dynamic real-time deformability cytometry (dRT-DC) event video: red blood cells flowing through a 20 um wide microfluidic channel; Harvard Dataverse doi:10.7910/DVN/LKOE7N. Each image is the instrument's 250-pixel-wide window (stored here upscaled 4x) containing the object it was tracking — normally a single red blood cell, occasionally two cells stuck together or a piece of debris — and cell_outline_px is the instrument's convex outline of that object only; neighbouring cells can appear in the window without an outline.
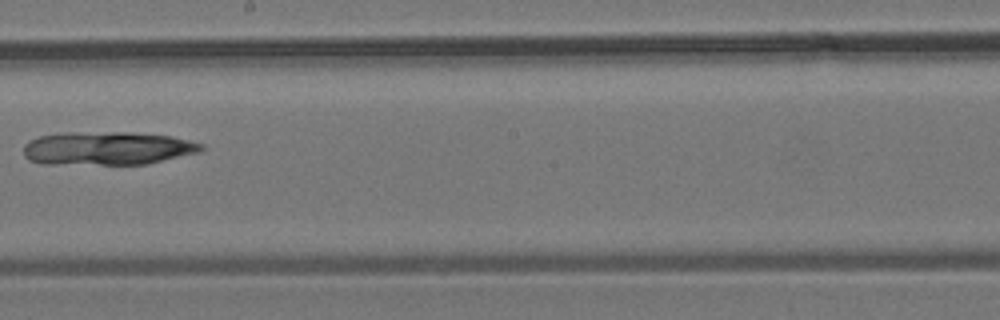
{"species": "common noctule bat (a hibernating species)", "species_latin": "Nyctalus noctula", "temperature_condition": "room temperature", "stored_images_in_passage": 6, "camera_frame_rate_fps": 3000, "um_per_image_px": 0.085, "animal": {"sex": "male", "body_mass_g": 19.2, "forearm_length_mm": 51.8}, "frame": {"image": 1, "passage_image": 5, "time_ms": 4.667, "image_size_px": [1000, 320], "cell_outline_px": [[204, 148], [200, 152], [148, 164], [44, 164], [28, 160], [24, 156], [24, 144], [28, 140], [40, 136], [68, 132], [128, 132], [172, 136], [204, 144]], "centroid_in_image_um": [9.12, 12.61], "position_along_channel_um": 239.1, "area_um2": 34.85}}
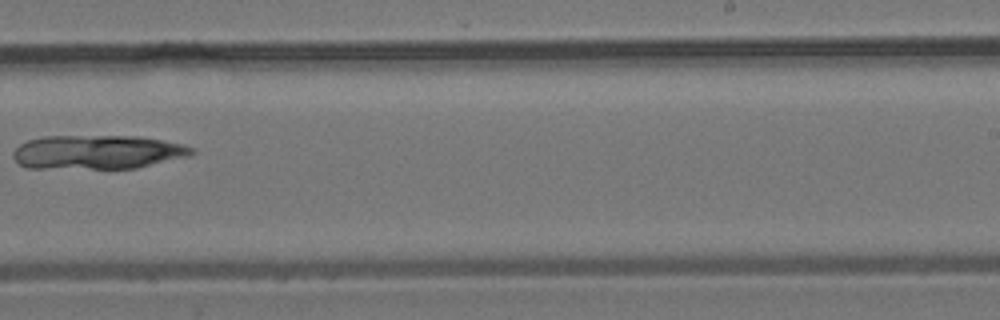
{"frame": {"image": 2, "passage_image": 6, "time_ms": 5.667, "image_size_px": [1000, 320], "cell_outline_px": [[196, 152], [188, 156], [136, 168], [24, 168], [12, 156], [12, 152], [20, 144], [28, 140], [44, 136], [140, 136], [180, 144], [196, 148]], "centroid_in_image_um": [8.26, 12.93], "position_along_channel_um": 280.7, "area_um2": 35.37}}